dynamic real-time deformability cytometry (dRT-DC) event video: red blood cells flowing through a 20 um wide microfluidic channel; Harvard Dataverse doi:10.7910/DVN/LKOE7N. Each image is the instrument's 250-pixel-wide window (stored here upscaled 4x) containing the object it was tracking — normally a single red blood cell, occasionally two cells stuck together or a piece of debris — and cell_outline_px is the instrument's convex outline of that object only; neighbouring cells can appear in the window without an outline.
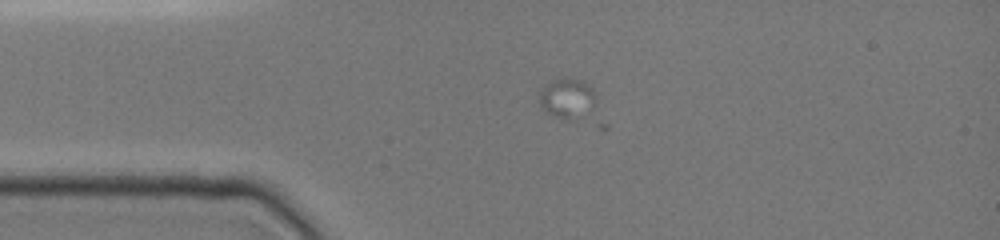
{"species": "common noctule bat (a hibernating species)", "species_latin": "Nyctalus noctula", "temperature_condition": "cold", "stored_images_in_passage": 18, "camera_frame_rate_fps": 3000, "um_per_image_px": 0.085, "animal": {"sex": "female", "body_mass_g": 19.0, "forearm_length_mm": 51.5}, "frame": {"image": 1, "passage_image": 3, "time_ms": 0.667, "image_size_px": [1000, 240], "cell_outline_px": [[596, 100], [568, 120], [556, 116], [548, 112], [540, 104], [540, 88], [552, 80], [568, 76], [584, 80], [592, 88], [596, 96]], "centroid_in_image_um": [48.15, 8.22], "position_along_channel_um": 36.9, "area_um2": 12.48}}
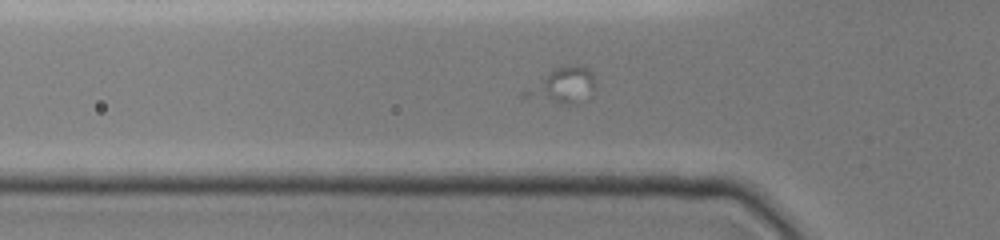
{"frame": {"image": 2, "passage_image": 11, "time_ms": 2.667, "image_size_px": [1000, 240], "cell_outline_px": [[596, 84], [592, 96], [580, 104], [568, 104], [552, 100], [544, 92], [544, 80], [552, 68], [560, 64], [580, 64], [588, 68], [592, 72]], "centroid_in_image_um": [48.43, 7.13], "position_along_channel_um": 77.4, "area_um2": 12.2}}
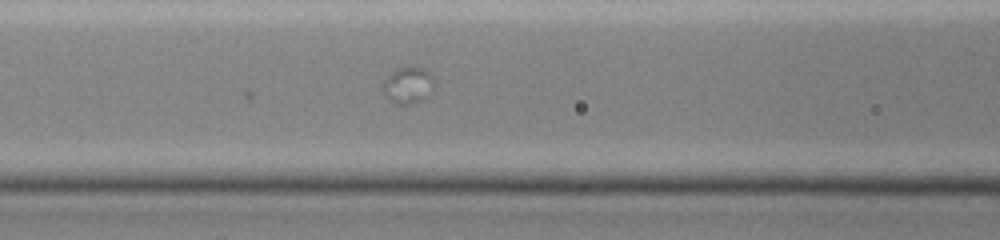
{"frame": {"image": 3, "passage_image": 18, "time_ms": 4.333, "image_size_px": [1000, 240], "cell_outline_px": [[432, 92], [424, 100], [412, 104], [396, 104], [384, 92], [384, 80], [396, 68], [420, 68], [428, 72], [432, 76]], "centroid_in_image_um": [34.71, 7.27], "position_along_channel_um": 131.9, "area_um2": 10.52}}